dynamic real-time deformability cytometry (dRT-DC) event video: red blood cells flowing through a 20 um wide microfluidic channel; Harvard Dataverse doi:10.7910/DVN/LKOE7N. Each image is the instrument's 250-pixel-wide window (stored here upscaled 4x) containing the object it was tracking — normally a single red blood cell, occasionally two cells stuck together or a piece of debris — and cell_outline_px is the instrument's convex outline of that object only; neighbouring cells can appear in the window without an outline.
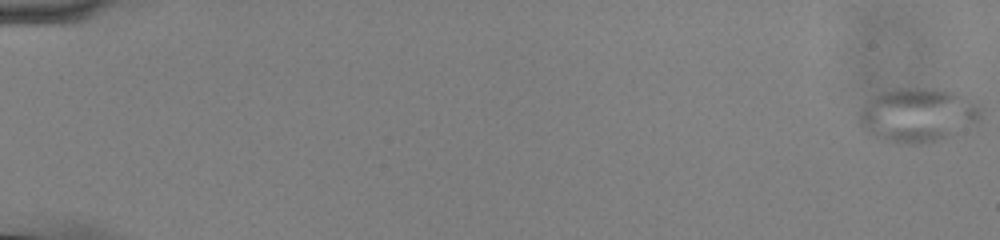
{"species": "common noctule bat (a hibernating species)", "species_latin": "Nyctalus noctula", "temperature_condition": "cold", "stored_images_in_passage": 57, "camera_frame_rate_fps": 3000, "um_per_image_px": 0.085, "animal": {"sex": "male", "body_mass_g": 13.0, "forearm_length_mm": 53.1}, "frame": {"image": 1, "passage_image": 1, "time_ms": 0.0, "image_size_px": [1000, 240], "cell_outline_px": [[984, 108], [980, 120], [952, 136], [940, 140], [924, 144], [892, 144], [880, 140], [872, 136], [860, 124], [860, 108], [872, 96], [880, 92], [892, 88], [932, 88], [952, 92], [976, 100]], "centroid_in_image_um": [78.03, 9.79], "position_along_channel_um": 7.0, "area_um2": 39.25}}
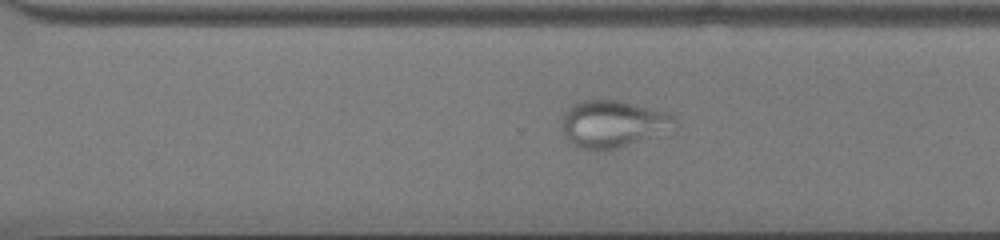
{"frame": {"image": 2, "passage_image": 41, "time_ms": 13.333, "image_size_px": [1000, 240], "cell_outline_px": [[680, 124], [676, 128], [616, 148], [580, 148], [564, 132], [560, 120], [564, 112], [572, 104], [584, 100], [620, 100], [668, 112]], "centroid_in_image_um": [52.13, 10.47], "position_along_channel_um": 318.5, "area_um2": 30.35}}
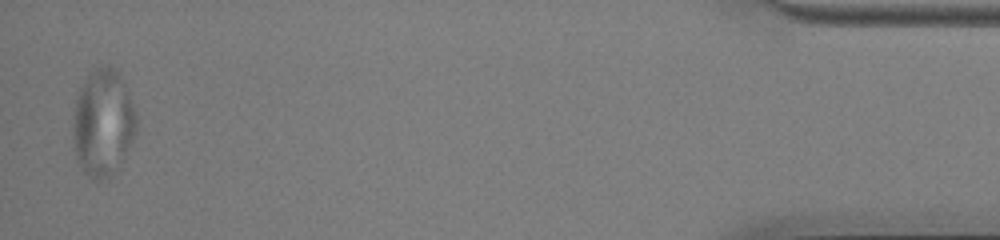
{"frame": {"image": 3, "passage_image": 56, "time_ms": 18.333, "image_size_px": [1000, 240], "cell_outline_px": [[136, 132], [124, 156], [112, 172], [108, 176], [96, 184], [84, 172], [76, 156], [72, 136], [72, 124], [76, 100], [80, 88], [84, 80], [96, 68], [104, 64], [108, 64], [120, 72], [124, 80], [136, 112]], "centroid_in_image_um": [8.75, 10.41], "position_along_channel_um": 426.5, "area_um2": 39.59}}